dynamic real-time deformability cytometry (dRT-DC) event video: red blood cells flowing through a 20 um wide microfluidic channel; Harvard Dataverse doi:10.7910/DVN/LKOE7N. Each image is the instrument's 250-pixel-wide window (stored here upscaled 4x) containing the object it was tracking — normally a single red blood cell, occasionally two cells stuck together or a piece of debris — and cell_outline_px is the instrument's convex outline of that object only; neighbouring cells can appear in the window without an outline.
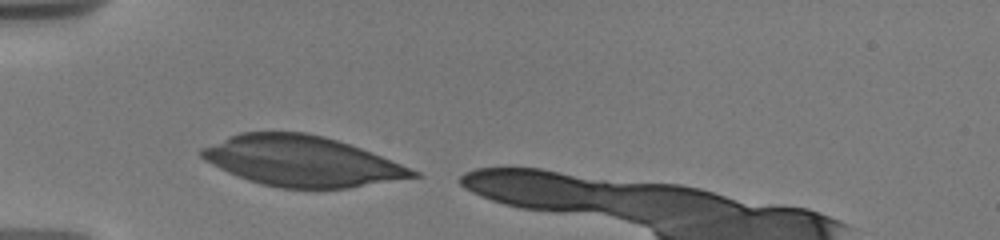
{"species": "human", "species_latin": "Homo sapiens", "temperature_condition": "warm", "stored_images_in_passage": 33, "camera_frame_rate_fps": 3000, "um_per_image_px": 0.085, "donor": {"sex": "male"}, "frame": {"image": 1, "passage_image": 1, "time_ms": 0.0, "image_size_px": [1000, 240], "cell_outline_px": [[420, 176], [348, 188], [280, 188], [260, 184], [248, 180], [228, 172], [204, 160], [200, 156], [200, 148], [228, 136], [240, 132], [304, 132], [324, 136], [360, 148], [420, 172]], "centroid_in_image_um": [25.59, 13.69], "position_along_channel_um": 59.4, "area_um2": 61.44}}
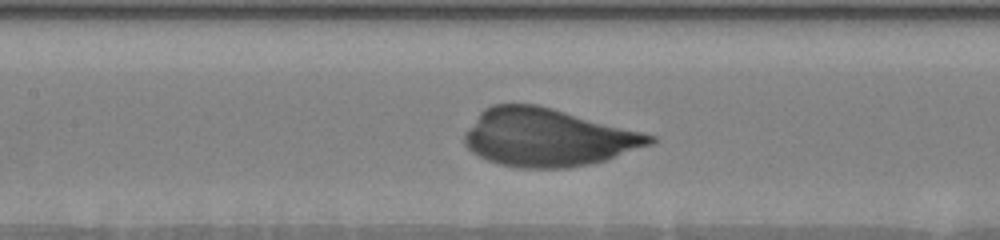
{"frame": {"image": 2, "passage_image": 10, "time_ms": 3.0, "image_size_px": [1000, 240], "cell_outline_px": [[656, 140], [652, 144], [608, 160], [592, 164], [568, 168], [520, 168], [500, 164], [488, 160], [472, 152], [464, 144], [464, 132], [480, 112], [484, 108], [492, 104], [536, 104], [552, 108], [656, 136]], "centroid_in_image_um": [46.54, 11.7], "position_along_channel_um": 160.9, "area_um2": 62.42}}
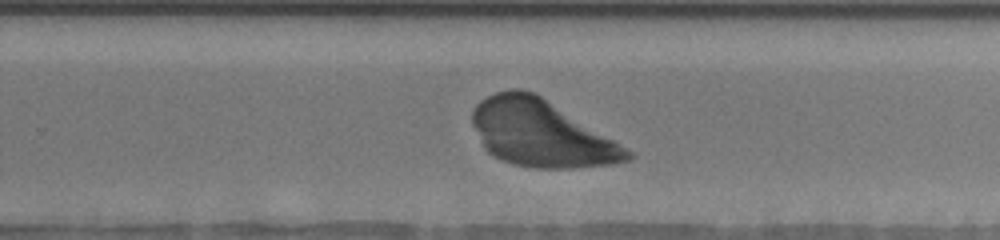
{"frame": {"image": 3, "passage_image": 23, "time_ms": 6.333, "image_size_px": [1000, 240], "cell_outline_px": [[632, 160], [612, 164], [568, 168], [532, 168], [512, 164], [500, 160], [488, 152], [484, 148], [472, 124], [472, 112], [476, 104], [480, 100], [496, 92], [512, 88], [520, 88], [536, 92], [632, 152]], "centroid_in_image_um": [45.94, 11.33], "position_along_channel_um": 283.9, "area_um2": 59.88}}